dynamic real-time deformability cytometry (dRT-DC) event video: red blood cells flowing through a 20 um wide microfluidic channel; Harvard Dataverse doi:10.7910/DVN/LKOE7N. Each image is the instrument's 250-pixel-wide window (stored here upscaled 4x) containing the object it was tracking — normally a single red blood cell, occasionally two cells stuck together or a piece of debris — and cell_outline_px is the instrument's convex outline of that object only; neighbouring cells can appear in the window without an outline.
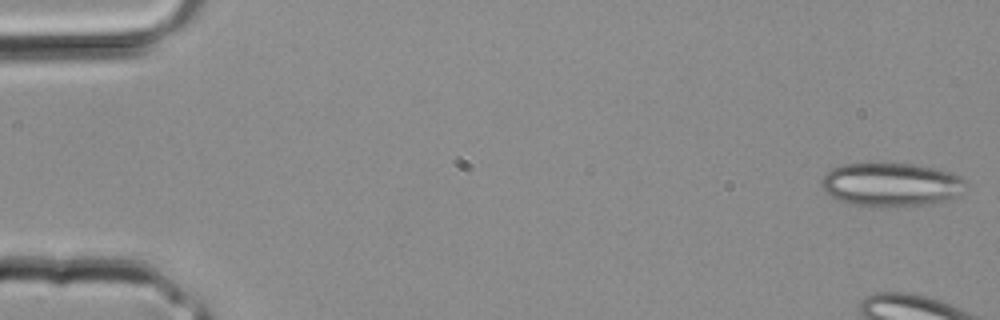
{"species": "common noctule bat (a hibernating species)", "species_latin": "Nyctalus noctula", "temperature_condition": "room temperature", "stored_images_in_passage": 6, "camera_frame_rate_fps": 3000, "um_per_image_px": 0.085, "animal": {"sex": "male", "body_mass_g": 20.4}, "frame": {"image": 1, "passage_image": 1, "time_ms": 0.0, "image_size_px": [1000, 320], "cell_outline_px": [[968, 184], [964, 192], [948, 200], [932, 204], [852, 204], [840, 200], [824, 192], [820, 184], [820, 180], [824, 172], [832, 168], [844, 164], [868, 160], [884, 160], [912, 164], [936, 168], [952, 172], [960, 176]], "centroid_in_image_um": [75.73, 15.59], "position_along_channel_um": 9.3, "area_um2": 37.4}}